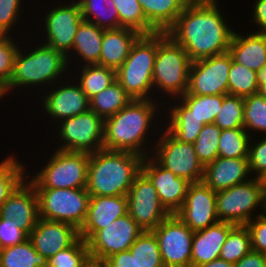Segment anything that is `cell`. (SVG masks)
I'll list each match as a JSON object with an SVG mask.
<instances>
[{
  "label": "cell",
  "instance_id": "cell-1",
  "mask_svg": "<svg viewBox=\"0 0 266 267\" xmlns=\"http://www.w3.org/2000/svg\"><path fill=\"white\" fill-rule=\"evenodd\" d=\"M219 2L190 1L167 31L186 50L192 62L229 51L236 27L229 24L226 10L221 9Z\"/></svg>",
  "mask_w": 266,
  "mask_h": 267
},
{
  "label": "cell",
  "instance_id": "cell-2",
  "mask_svg": "<svg viewBox=\"0 0 266 267\" xmlns=\"http://www.w3.org/2000/svg\"><path fill=\"white\" fill-rule=\"evenodd\" d=\"M162 107L164 104L157 99L132 100L115 115L104 119L103 149L132 152L143 157L151 155L163 128Z\"/></svg>",
  "mask_w": 266,
  "mask_h": 267
},
{
  "label": "cell",
  "instance_id": "cell-3",
  "mask_svg": "<svg viewBox=\"0 0 266 267\" xmlns=\"http://www.w3.org/2000/svg\"><path fill=\"white\" fill-rule=\"evenodd\" d=\"M31 31L26 33L33 37V39L30 37V40H28L31 46L28 45V42L26 44L22 42V46L20 45L16 53L9 84L4 89L6 97H10V94L14 96L18 91L24 89L26 92L22 90L21 93H27L28 98L30 92H35L32 96H36L35 99L33 98V100H36L42 92L68 77L71 73L66 56L61 51L55 50L37 39V43L34 42L33 44L32 42L35 41L34 31L33 35H30Z\"/></svg>",
  "mask_w": 266,
  "mask_h": 267
},
{
  "label": "cell",
  "instance_id": "cell-4",
  "mask_svg": "<svg viewBox=\"0 0 266 267\" xmlns=\"http://www.w3.org/2000/svg\"><path fill=\"white\" fill-rule=\"evenodd\" d=\"M143 156L101 149L90 154L86 190L90 196H127L141 172Z\"/></svg>",
  "mask_w": 266,
  "mask_h": 267
},
{
  "label": "cell",
  "instance_id": "cell-5",
  "mask_svg": "<svg viewBox=\"0 0 266 267\" xmlns=\"http://www.w3.org/2000/svg\"><path fill=\"white\" fill-rule=\"evenodd\" d=\"M191 63L186 50L180 44L167 32H158V50L153 69L154 99L164 104L184 95L188 89Z\"/></svg>",
  "mask_w": 266,
  "mask_h": 267
},
{
  "label": "cell",
  "instance_id": "cell-6",
  "mask_svg": "<svg viewBox=\"0 0 266 267\" xmlns=\"http://www.w3.org/2000/svg\"><path fill=\"white\" fill-rule=\"evenodd\" d=\"M157 50L158 32L141 35L116 70V80L132 100L154 99L153 69Z\"/></svg>",
  "mask_w": 266,
  "mask_h": 267
},
{
  "label": "cell",
  "instance_id": "cell-7",
  "mask_svg": "<svg viewBox=\"0 0 266 267\" xmlns=\"http://www.w3.org/2000/svg\"><path fill=\"white\" fill-rule=\"evenodd\" d=\"M53 150L50 157L42 159V167L37 166L32 175L26 173V179L34 188H86L90 154Z\"/></svg>",
  "mask_w": 266,
  "mask_h": 267
},
{
  "label": "cell",
  "instance_id": "cell-8",
  "mask_svg": "<svg viewBox=\"0 0 266 267\" xmlns=\"http://www.w3.org/2000/svg\"><path fill=\"white\" fill-rule=\"evenodd\" d=\"M265 194L259 178L254 177L228 189L217 191L216 211L219 221L246 225L256 216L265 213Z\"/></svg>",
  "mask_w": 266,
  "mask_h": 267
},
{
  "label": "cell",
  "instance_id": "cell-9",
  "mask_svg": "<svg viewBox=\"0 0 266 267\" xmlns=\"http://www.w3.org/2000/svg\"><path fill=\"white\" fill-rule=\"evenodd\" d=\"M58 1H60V3L57 2L58 4L56 3L54 6L51 5V7H48V9L50 8L49 10L44 8L43 11L45 12V15L44 13L42 14V20L40 19L39 21V17H37V22V20H35L36 18H34L33 21H35L36 24L34 27L37 26L36 28H33L34 31L39 28L41 31L40 34H43L40 35L35 31L39 37L34 36V38L37 40L41 38L39 40L40 42L55 50L61 51L67 56L72 50L77 28L83 21V18L77 0H68L69 2L64 0V3L61 0ZM40 22L42 25L39 24Z\"/></svg>",
  "mask_w": 266,
  "mask_h": 267
},
{
  "label": "cell",
  "instance_id": "cell-10",
  "mask_svg": "<svg viewBox=\"0 0 266 267\" xmlns=\"http://www.w3.org/2000/svg\"><path fill=\"white\" fill-rule=\"evenodd\" d=\"M55 125L52 136L57 147L52 149L89 154L103 149L104 120L90 109Z\"/></svg>",
  "mask_w": 266,
  "mask_h": 267
},
{
  "label": "cell",
  "instance_id": "cell-11",
  "mask_svg": "<svg viewBox=\"0 0 266 267\" xmlns=\"http://www.w3.org/2000/svg\"><path fill=\"white\" fill-rule=\"evenodd\" d=\"M38 197L39 218L64 222L78 230L84 223L90 195L86 188H34Z\"/></svg>",
  "mask_w": 266,
  "mask_h": 267
},
{
  "label": "cell",
  "instance_id": "cell-12",
  "mask_svg": "<svg viewBox=\"0 0 266 267\" xmlns=\"http://www.w3.org/2000/svg\"><path fill=\"white\" fill-rule=\"evenodd\" d=\"M151 156L165 169L191 183L202 182L204 166L194 144L177 140L164 126L154 144Z\"/></svg>",
  "mask_w": 266,
  "mask_h": 267
},
{
  "label": "cell",
  "instance_id": "cell-13",
  "mask_svg": "<svg viewBox=\"0 0 266 267\" xmlns=\"http://www.w3.org/2000/svg\"><path fill=\"white\" fill-rule=\"evenodd\" d=\"M37 98L38 108L42 106V110L39 109V111L46 114L44 116L46 119H50L46 124L52 123L50 124V126L52 125L51 131L55 123L57 124L64 119L74 117L90 109L89 98L83 93L79 83L72 78L71 74L68 78L52 85L49 90L42 92ZM39 101L41 102L39 103Z\"/></svg>",
  "mask_w": 266,
  "mask_h": 267
},
{
  "label": "cell",
  "instance_id": "cell-14",
  "mask_svg": "<svg viewBox=\"0 0 266 267\" xmlns=\"http://www.w3.org/2000/svg\"><path fill=\"white\" fill-rule=\"evenodd\" d=\"M152 231L164 267H191L194 232L176 214H170Z\"/></svg>",
  "mask_w": 266,
  "mask_h": 267
},
{
  "label": "cell",
  "instance_id": "cell-15",
  "mask_svg": "<svg viewBox=\"0 0 266 267\" xmlns=\"http://www.w3.org/2000/svg\"><path fill=\"white\" fill-rule=\"evenodd\" d=\"M143 231L127 213L96 231L86 241L89 257L104 262L116 253L127 251Z\"/></svg>",
  "mask_w": 266,
  "mask_h": 267
},
{
  "label": "cell",
  "instance_id": "cell-16",
  "mask_svg": "<svg viewBox=\"0 0 266 267\" xmlns=\"http://www.w3.org/2000/svg\"><path fill=\"white\" fill-rule=\"evenodd\" d=\"M231 66L229 52L193 61L189 71L187 93L190 95H228Z\"/></svg>",
  "mask_w": 266,
  "mask_h": 267
},
{
  "label": "cell",
  "instance_id": "cell-17",
  "mask_svg": "<svg viewBox=\"0 0 266 267\" xmlns=\"http://www.w3.org/2000/svg\"><path fill=\"white\" fill-rule=\"evenodd\" d=\"M128 213L144 230L155 229L170 213L161 204L156 188L141 171L127 194Z\"/></svg>",
  "mask_w": 266,
  "mask_h": 267
},
{
  "label": "cell",
  "instance_id": "cell-18",
  "mask_svg": "<svg viewBox=\"0 0 266 267\" xmlns=\"http://www.w3.org/2000/svg\"><path fill=\"white\" fill-rule=\"evenodd\" d=\"M175 214L193 232L218 223L216 192L203 181L191 183L183 205Z\"/></svg>",
  "mask_w": 266,
  "mask_h": 267
},
{
  "label": "cell",
  "instance_id": "cell-19",
  "mask_svg": "<svg viewBox=\"0 0 266 267\" xmlns=\"http://www.w3.org/2000/svg\"><path fill=\"white\" fill-rule=\"evenodd\" d=\"M141 171L156 188L164 208L175 214L183 205L191 182L162 167L151 155L143 158Z\"/></svg>",
  "mask_w": 266,
  "mask_h": 267
},
{
  "label": "cell",
  "instance_id": "cell-20",
  "mask_svg": "<svg viewBox=\"0 0 266 267\" xmlns=\"http://www.w3.org/2000/svg\"><path fill=\"white\" fill-rule=\"evenodd\" d=\"M80 238L79 230L71 224L39 218L28 235L37 253L46 259L73 245Z\"/></svg>",
  "mask_w": 266,
  "mask_h": 267
},
{
  "label": "cell",
  "instance_id": "cell-21",
  "mask_svg": "<svg viewBox=\"0 0 266 267\" xmlns=\"http://www.w3.org/2000/svg\"><path fill=\"white\" fill-rule=\"evenodd\" d=\"M0 217L15 220L27 235L33 230L39 219L38 197L26 178L7 197L0 208Z\"/></svg>",
  "mask_w": 266,
  "mask_h": 267
},
{
  "label": "cell",
  "instance_id": "cell-22",
  "mask_svg": "<svg viewBox=\"0 0 266 267\" xmlns=\"http://www.w3.org/2000/svg\"><path fill=\"white\" fill-rule=\"evenodd\" d=\"M127 213V196H91L79 235L87 241L96 231Z\"/></svg>",
  "mask_w": 266,
  "mask_h": 267
},
{
  "label": "cell",
  "instance_id": "cell-23",
  "mask_svg": "<svg viewBox=\"0 0 266 267\" xmlns=\"http://www.w3.org/2000/svg\"><path fill=\"white\" fill-rule=\"evenodd\" d=\"M252 178L248 158L218 156L213 162L205 166L203 182L217 192Z\"/></svg>",
  "mask_w": 266,
  "mask_h": 267
},
{
  "label": "cell",
  "instance_id": "cell-24",
  "mask_svg": "<svg viewBox=\"0 0 266 267\" xmlns=\"http://www.w3.org/2000/svg\"><path fill=\"white\" fill-rule=\"evenodd\" d=\"M103 32V28L93 23L84 20L80 23L75 34L72 50L66 56L69 70L72 67L83 65H99Z\"/></svg>",
  "mask_w": 266,
  "mask_h": 267
},
{
  "label": "cell",
  "instance_id": "cell-25",
  "mask_svg": "<svg viewBox=\"0 0 266 267\" xmlns=\"http://www.w3.org/2000/svg\"><path fill=\"white\" fill-rule=\"evenodd\" d=\"M226 95H190L187 92L164 103V115H193L204 125L214 123ZM173 100V101H172ZM168 106V107H167Z\"/></svg>",
  "mask_w": 266,
  "mask_h": 267
},
{
  "label": "cell",
  "instance_id": "cell-26",
  "mask_svg": "<svg viewBox=\"0 0 266 267\" xmlns=\"http://www.w3.org/2000/svg\"><path fill=\"white\" fill-rule=\"evenodd\" d=\"M241 31L235 29L228 52L235 62L259 71L266 65V34L250 32V28L247 33Z\"/></svg>",
  "mask_w": 266,
  "mask_h": 267
},
{
  "label": "cell",
  "instance_id": "cell-27",
  "mask_svg": "<svg viewBox=\"0 0 266 267\" xmlns=\"http://www.w3.org/2000/svg\"><path fill=\"white\" fill-rule=\"evenodd\" d=\"M235 225L219 221L193 234L191 267L208 263L219 258L222 245L229 231Z\"/></svg>",
  "mask_w": 266,
  "mask_h": 267
},
{
  "label": "cell",
  "instance_id": "cell-28",
  "mask_svg": "<svg viewBox=\"0 0 266 267\" xmlns=\"http://www.w3.org/2000/svg\"><path fill=\"white\" fill-rule=\"evenodd\" d=\"M141 34L131 28L104 29L99 65L117 70Z\"/></svg>",
  "mask_w": 266,
  "mask_h": 267
},
{
  "label": "cell",
  "instance_id": "cell-29",
  "mask_svg": "<svg viewBox=\"0 0 266 267\" xmlns=\"http://www.w3.org/2000/svg\"><path fill=\"white\" fill-rule=\"evenodd\" d=\"M148 23L157 32H167L189 0H138Z\"/></svg>",
  "mask_w": 266,
  "mask_h": 267
},
{
  "label": "cell",
  "instance_id": "cell-30",
  "mask_svg": "<svg viewBox=\"0 0 266 267\" xmlns=\"http://www.w3.org/2000/svg\"><path fill=\"white\" fill-rule=\"evenodd\" d=\"M71 71H73L72 77L79 83L83 93L89 99L116 80V70L98 64L75 67L70 69Z\"/></svg>",
  "mask_w": 266,
  "mask_h": 267
},
{
  "label": "cell",
  "instance_id": "cell-31",
  "mask_svg": "<svg viewBox=\"0 0 266 267\" xmlns=\"http://www.w3.org/2000/svg\"><path fill=\"white\" fill-rule=\"evenodd\" d=\"M131 101L132 98L126 93L117 80L89 99L90 110L103 120L115 115Z\"/></svg>",
  "mask_w": 266,
  "mask_h": 267
},
{
  "label": "cell",
  "instance_id": "cell-32",
  "mask_svg": "<svg viewBox=\"0 0 266 267\" xmlns=\"http://www.w3.org/2000/svg\"><path fill=\"white\" fill-rule=\"evenodd\" d=\"M84 21L103 29L119 28V16L113 0H77Z\"/></svg>",
  "mask_w": 266,
  "mask_h": 267
},
{
  "label": "cell",
  "instance_id": "cell-33",
  "mask_svg": "<svg viewBox=\"0 0 266 267\" xmlns=\"http://www.w3.org/2000/svg\"><path fill=\"white\" fill-rule=\"evenodd\" d=\"M0 267H47V259L37 253L31 241L0 250Z\"/></svg>",
  "mask_w": 266,
  "mask_h": 267
},
{
  "label": "cell",
  "instance_id": "cell-34",
  "mask_svg": "<svg viewBox=\"0 0 266 267\" xmlns=\"http://www.w3.org/2000/svg\"><path fill=\"white\" fill-rule=\"evenodd\" d=\"M0 161V208L12 191L26 178L27 164L11 154Z\"/></svg>",
  "mask_w": 266,
  "mask_h": 267
},
{
  "label": "cell",
  "instance_id": "cell-35",
  "mask_svg": "<svg viewBox=\"0 0 266 267\" xmlns=\"http://www.w3.org/2000/svg\"><path fill=\"white\" fill-rule=\"evenodd\" d=\"M137 267H164L159 244L152 230L143 231L129 248Z\"/></svg>",
  "mask_w": 266,
  "mask_h": 267
},
{
  "label": "cell",
  "instance_id": "cell-36",
  "mask_svg": "<svg viewBox=\"0 0 266 267\" xmlns=\"http://www.w3.org/2000/svg\"><path fill=\"white\" fill-rule=\"evenodd\" d=\"M113 2L118 11L119 28H131L141 35L157 33L148 23L138 0H113Z\"/></svg>",
  "mask_w": 266,
  "mask_h": 267
},
{
  "label": "cell",
  "instance_id": "cell-37",
  "mask_svg": "<svg viewBox=\"0 0 266 267\" xmlns=\"http://www.w3.org/2000/svg\"><path fill=\"white\" fill-rule=\"evenodd\" d=\"M244 129L251 137L266 136V98L259 92L244 97Z\"/></svg>",
  "mask_w": 266,
  "mask_h": 267
},
{
  "label": "cell",
  "instance_id": "cell-38",
  "mask_svg": "<svg viewBox=\"0 0 266 267\" xmlns=\"http://www.w3.org/2000/svg\"><path fill=\"white\" fill-rule=\"evenodd\" d=\"M252 250L251 234L246 225H235L222 245L219 257L236 264Z\"/></svg>",
  "mask_w": 266,
  "mask_h": 267
},
{
  "label": "cell",
  "instance_id": "cell-39",
  "mask_svg": "<svg viewBox=\"0 0 266 267\" xmlns=\"http://www.w3.org/2000/svg\"><path fill=\"white\" fill-rule=\"evenodd\" d=\"M258 91L257 71L250 70L235 62L231 56V66L228 78V95L246 97L257 93Z\"/></svg>",
  "mask_w": 266,
  "mask_h": 267
},
{
  "label": "cell",
  "instance_id": "cell-40",
  "mask_svg": "<svg viewBox=\"0 0 266 267\" xmlns=\"http://www.w3.org/2000/svg\"><path fill=\"white\" fill-rule=\"evenodd\" d=\"M251 136L245 129H224L218 143V156L224 158H248Z\"/></svg>",
  "mask_w": 266,
  "mask_h": 267
},
{
  "label": "cell",
  "instance_id": "cell-41",
  "mask_svg": "<svg viewBox=\"0 0 266 267\" xmlns=\"http://www.w3.org/2000/svg\"><path fill=\"white\" fill-rule=\"evenodd\" d=\"M163 126L182 142L194 143L204 124L193 115H164Z\"/></svg>",
  "mask_w": 266,
  "mask_h": 267
},
{
  "label": "cell",
  "instance_id": "cell-42",
  "mask_svg": "<svg viewBox=\"0 0 266 267\" xmlns=\"http://www.w3.org/2000/svg\"><path fill=\"white\" fill-rule=\"evenodd\" d=\"M214 124L221 130L244 129V97L226 95Z\"/></svg>",
  "mask_w": 266,
  "mask_h": 267
},
{
  "label": "cell",
  "instance_id": "cell-43",
  "mask_svg": "<svg viewBox=\"0 0 266 267\" xmlns=\"http://www.w3.org/2000/svg\"><path fill=\"white\" fill-rule=\"evenodd\" d=\"M221 131L214 123L205 124L193 143L196 155L204 167L218 157Z\"/></svg>",
  "mask_w": 266,
  "mask_h": 267
},
{
  "label": "cell",
  "instance_id": "cell-44",
  "mask_svg": "<svg viewBox=\"0 0 266 267\" xmlns=\"http://www.w3.org/2000/svg\"><path fill=\"white\" fill-rule=\"evenodd\" d=\"M89 258L87 243L80 237L70 247L49 257L47 267H82Z\"/></svg>",
  "mask_w": 266,
  "mask_h": 267
},
{
  "label": "cell",
  "instance_id": "cell-45",
  "mask_svg": "<svg viewBox=\"0 0 266 267\" xmlns=\"http://www.w3.org/2000/svg\"><path fill=\"white\" fill-rule=\"evenodd\" d=\"M25 31H23V35L13 37L8 35L0 36V86L5 89L13 71V64L15 60L16 53L20 47V43L23 39ZM20 38L19 41L17 38ZM15 38V39H14ZM17 40V41H16Z\"/></svg>",
  "mask_w": 266,
  "mask_h": 267
},
{
  "label": "cell",
  "instance_id": "cell-46",
  "mask_svg": "<svg viewBox=\"0 0 266 267\" xmlns=\"http://www.w3.org/2000/svg\"><path fill=\"white\" fill-rule=\"evenodd\" d=\"M25 4L24 0H0V32L3 35L15 36L17 32H21L16 30L19 24L22 23L20 21L24 22L23 17L28 14L26 10V14L22 16V13L25 12L23 10Z\"/></svg>",
  "mask_w": 266,
  "mask_h": 267
},
{
  "label": "cell",
  "instance_id": "cell-47",
  "mask_svg": "<svg viewBox=\"0 0 266 267\" xmlns=\"http://www.w3.org/2000/svg\"><path fill=\"white\" fill-rule=\"evenodd\" d=\"M248 162L254 178H259L266 171V136L250 138Z\"/></svg>",
  "mask_w": 266,
  "mask_h": 267
},
{
  "label": "cell",
  "instance_id": "cell-48",
  "mask_svg": "<svg viewBox=\"0 0 266 267\" xmlns=\"http://www.w3.org/2000/svg\"><path fill=\"white\" fill-rule=\"evenodd\" d=\"M28 235L16 225L15 220L0 217V248L23 243Z\"/></svg>",
  "mask_w": 266,
  "mask_h": 267
},
{
  "label": "cell",
  "instance_id": "cell-49",
  "mask_svg": "<svg viewBox=\"0 0 266 267\" xmlns=\"http://www.w3.org/2000/svg\"><path fill=\"white\" fill-rule=\"evenodd\" d=\"M246 226L251 234L252 250L266 254V213L256 216Z\"/></svg>",
  "mask_w": 266,
  "mask_h": 267
},
{
  "label": "cell",
  "instance_id": "cell-50",
  "mask_svg": "<svg viewBox=\"0 0 266 267\" xmlns=\"http://www.w3.org/2000/svg\"><path fill=\"white\" fill-rule=\"evenodd\" d=\"M253 8L250 10V15L246 22L252 23L253 27L257 28L256 30L252 29V32L264 33L266 34V0H255L253 4H251ZM252 11V12H251Z\"/></svg>",
  "mask_w": 266,
  "mask_h": 267
},
{
  "label": "cell",
  "instance_id": "cell-51",
  "mask_svg": "<svg viewBox=\"0 0 266 267\" xmlns=\"http://www.w3.org/2000/svg\"><path fill=\"white\" fill-rule=\"evenodd\" d=\"M104 264L105 267H137L135 256L129 250L108 257Z\"/></svg>",
  "mask_w": 266,
  "mask_h": 267
},
{
  "label": "cell",
  "instance_id": "cell-52",
  "mask_svg": "<svg viewBox=\"0 0 266 267\" xmlns=\"http://www.w3.org/2000/svg\"><path fill=\"white\" fill-rule=\"evenodd\" d=\"M234 267H266V254L251 250Z\"/></svg>",
  "mask_w": 266,
  "mask_h": 267
},
{
  "label": "cell",
  "instance_id": "cell-53",
  "mask_svg": "<svg viewBox=\"0 0 266 267\" xmlns=\"http://www.w3.org/2000/svg\"><path fill=\"white\" fill-rule=\"evenodd\" d=\"M257 81L259 85V93L266 98V65L257 71Z\"/></svg>",
  "mask_w": 266,
  "mask_h": 267
},
{
  "label": "cell",
  "instance_id": "cell-54",
  "mask_svg": "<svg viewBox=\"0 0 266 267\" xmlns=\"http://www.w3.org/2000/svg\"><path fill=\"white\" fill-rule=\"evenodd\" d=\"M193 267H234L233 263L227 262L224 259H221L220 257L212 260L208 263L202 264V265H197Z\"/></svg>",
  "mask_w": 266,
  "mask_h": 267
},
{
  "label": "cell",
  "instance_id": "cell-55",
  "mask_svg": "<svg viewBox=\"0 0 266 267\" xmlns=\"http://www.w3.org/2000/svg\"><path fill=\"white\" fill-rule=\"evenodd\" d=\"M82 267H105L104 262L89 258Z\"/></svg>",
  "mask_w": 266,
  "mask_h": 267
},
{
  "label": "cell",
  "instance_id": "cell-56",
  "mask_svg": "<svg viewBox=\"0 0 266 267\" xmlns=\"http://www.w3.org/2000/svg\"><path fill=\"white\" fill-rule=\"evenodd\" d=\"M259 180L263 186L264 191L266 192V171L259 177Z\"/></svg>",
  "mask_w": 266,
  "mask_h": 267
},
{
  "label": "cell",
  "instance_id": "cell-57",
  "mask_svg": "<svg viewBox=\"0 0 266 267\" xmlns=\"http://www.w3.org/2000/svg\"><path fill=\"white\" fill-rule=\"evenodd\" d=\"M5 98H7V97L4 93V89L0 86V102L3 101Z\"/></svg>",
  "mask_w": 266,
  "mask_h": 267
},
{
  "label": "cell",
  "instance_id": "cell-58",
  "mask_svg": "<svg viewBox=\"0 0 266 267\" xmlns=\"http://www.w3.org/2000/svg\"><path fill=\"white\" fill-rule=\"evenodd\" d=\"M265 213H266V194H265Z\"/></svg>",
  "mask_w": 266,
  "mask_h": 267
}]
</instances>
